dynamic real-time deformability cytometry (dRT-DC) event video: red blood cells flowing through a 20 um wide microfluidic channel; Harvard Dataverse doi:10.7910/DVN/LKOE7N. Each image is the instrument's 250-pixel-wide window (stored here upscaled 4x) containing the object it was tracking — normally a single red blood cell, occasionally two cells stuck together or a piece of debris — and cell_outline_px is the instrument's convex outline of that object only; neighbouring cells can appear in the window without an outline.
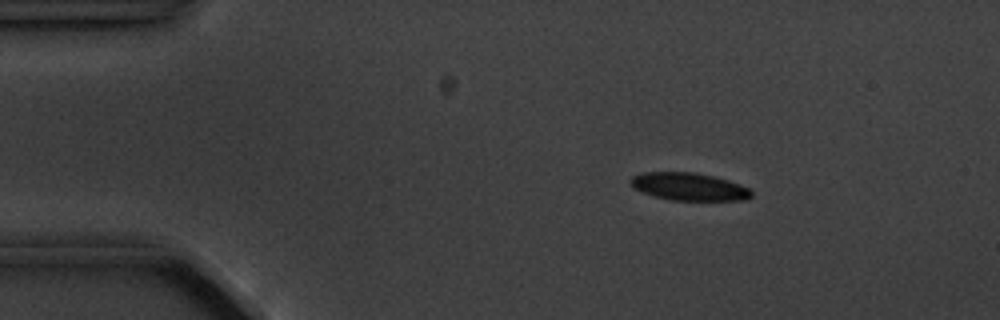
{"species": "common noctule bat (a hibernating species)", "species_latin": "Nyctalus noctula", "temperature_condition": "cold", "stored_images_in_passage": 4, "camera_frame_rate_fps": 3000, "um_per_image_px": 0.085, "animal": {"sex": "male", "body_mass_g": 20.1, "forearm_length_mm": 53.5}, "frame": {"image": 1, "passage_image": 2, "time_ms": 1.333, "image_size_px": [1000, 320], "cell_outline_px": [[752, 196], [748, 200], [672, 200], [656, 196], [644, 192], [636, 188], [632, 184], [632, 176], [644, 172], [692, 172], [712, 176], [728, 180], [748, 188], [752, 192]], "centroid_in_image_um": [58.61, 15.86], "position_along_channel_um": 26.4, "area_um2": 19.07}}